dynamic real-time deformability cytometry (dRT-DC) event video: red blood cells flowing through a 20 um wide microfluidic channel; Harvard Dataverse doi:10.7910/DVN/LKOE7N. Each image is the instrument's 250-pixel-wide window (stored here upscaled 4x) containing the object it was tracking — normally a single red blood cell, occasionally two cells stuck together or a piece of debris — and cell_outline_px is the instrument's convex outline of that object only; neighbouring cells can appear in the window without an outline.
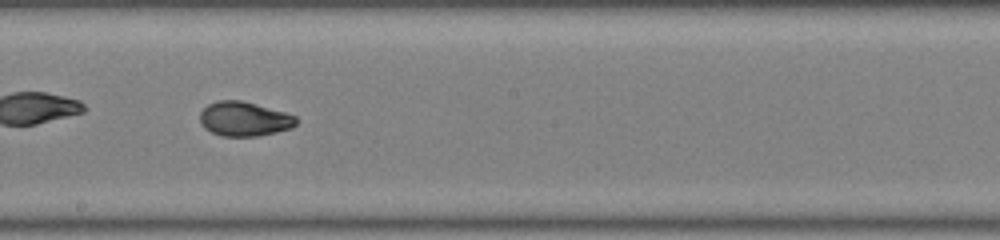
{"species": "common noctule bat (a hibernating species)", "species_latin": "Nyctalus noctula", "temperature_condition": "warm", "stored_images_in_passage": 35, "camera_frame_rate_fps": 3000, "um_per_image_px": 0.085, "animal": {"sex": "male", "body_mass_g": 19.0, "forearm_length_mm": 50.8}, "frame": {"image": 1, "passage_image": 16, "time_ms": 5.0, "image_size_px": [1000, 240], "cell_outline_px": [[296, 124], [292, 128], [276, 132], [256, 136], [220, 136], [204, 128], [200, 124], [200, 112], [208, 104], [216, 100], [240, 100], [284, 112], [296, 116]], "centroid_in_image_um": [20.72, 10.11], "position_along_channel_um": 227.5, "area_um2": 19.25}}
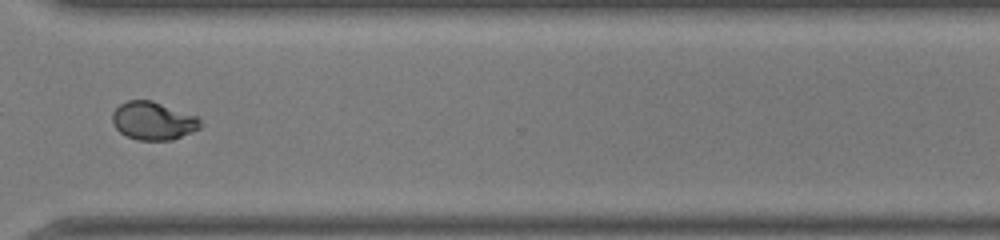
{"frame": {"image": 2, "passage_image": 25, "time_ms": 8.0, "image_size_px": [1000, 240], "cell_outline_px": [[204, 124], [200, 128], [192, 132], [172, 140], [136, 140], [120, 132], [116, 128], [112, 120], [112, 112], [120, 104], [128, 100], [152, 100], [200, 116]], "centroid_in_image_um": [13.08, 10.26], "position_along_channel_um": 357.5, "area_um2": 19.88}, "authors_computed_cell_mechanics": {"area_um2": 19.5364, "velocity_mm_per_s": 4.3132, "shape_relaxation_time_tau1_ms": 5.4044, "shape_relaxation_time_tau2_ms": null, "deformation_change_tau1": 0.209, "deformation_change_tau2": null}}